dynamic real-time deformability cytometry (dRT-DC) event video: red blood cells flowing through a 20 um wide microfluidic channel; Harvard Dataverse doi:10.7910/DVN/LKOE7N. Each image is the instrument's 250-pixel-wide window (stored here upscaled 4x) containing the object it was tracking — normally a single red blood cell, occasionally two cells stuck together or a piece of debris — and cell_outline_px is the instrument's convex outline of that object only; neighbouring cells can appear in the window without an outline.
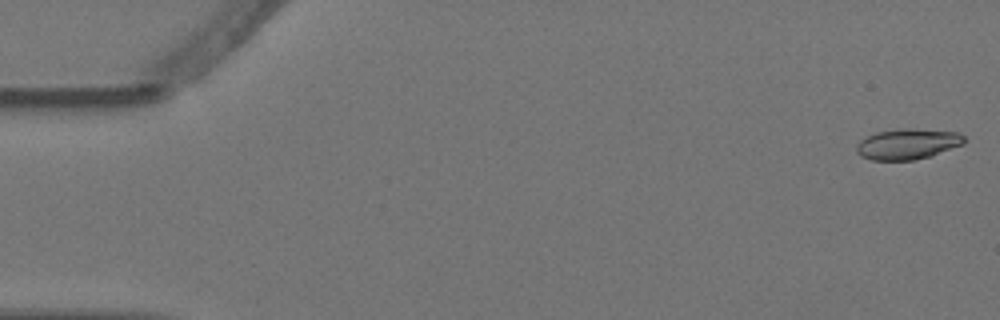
{"species": "Egyptian fruit bat (a non-hibernating species)", "species_latin": "Rousettus aegyptiacus", "temperature_condition": "warm", "stored_images_in_passage": 6, "camera_frame_rate_fps": 3000, "um_per_image_px": 0.085, "animal": {"sex": "female"}, "frame": {"image": 1, "passage_image": 1, "time_ms": 0.0, "image_size_px": [1000, 320], "cell_outline_px": [[964, 144], [932, 156], [916, 160], [872, 160], [860, 156], [856, 152], [856, 144], [860, 140], [876, 132], [896, 128], [912, 128], [960, 132], [964, 136]], "centroid_in_image_um": [77.15, 12.23], "position_along_channel_um": 7.8, "area_um2": 19.59}}
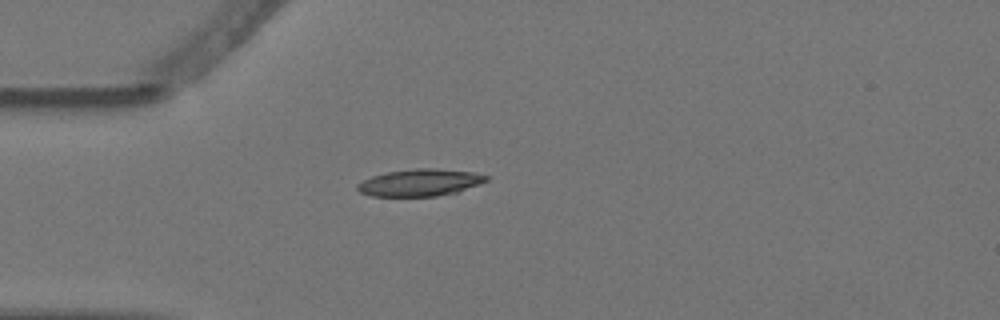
{"frame": {"image": 2, "passage_image": 5, "time_ms": 1.333, "image_size_px": [1000, 320], "cell_outline_px": [[488, 180], [480, 184], [456, 192], [436, 196], [372, 196], [360, 192], [356, 188], [356, 184], [372, 176], [388, 172], [416, 168], [436, 168], [472, 172], [488, 176]], "centroid_in_image_um": [35.69, 15.52], "position_along_channel_um": 49.3, "area_um2": 20.17}}